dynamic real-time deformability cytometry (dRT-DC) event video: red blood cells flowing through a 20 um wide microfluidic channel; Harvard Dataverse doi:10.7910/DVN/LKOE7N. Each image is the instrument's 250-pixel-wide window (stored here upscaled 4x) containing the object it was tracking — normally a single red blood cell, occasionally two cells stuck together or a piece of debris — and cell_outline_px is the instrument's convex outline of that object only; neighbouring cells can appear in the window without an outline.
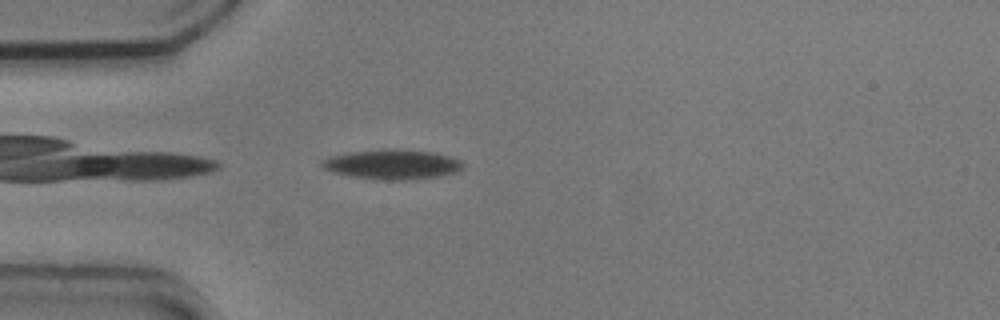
{"species": "common noctule bat (a hibernating species)", "species_latin": "Nyctalus noctula", "temperature_condition": "cold", "stored_images_in_passage": 22, "camera_frame_rate_fps": 3000, "um_per_image_px": 0.085, "animal": {"sex": "male", "body_mass_g": 20.5, "forearm_length_mm": 52.5}, "frame": {"image": 1, "passage_image": 1, "time_ms": 0.0, "image_size_px": [1000, 320], "cell_outline_px": [[464, 168], [460, 172], [440, 176], [396, 180], [380, 180], [352, 176], [332, 172], [324, 168], [320, 164], [320, 160], [332, 156], [348, 152], [384, 148], [400, 148], [432, 152], [452, 156], [460, 160], [464, 164]], "centroid_in_image_um": [33.38, 13.95], "position_along_channel_um": 51.6, "area_um2": 24.85}}
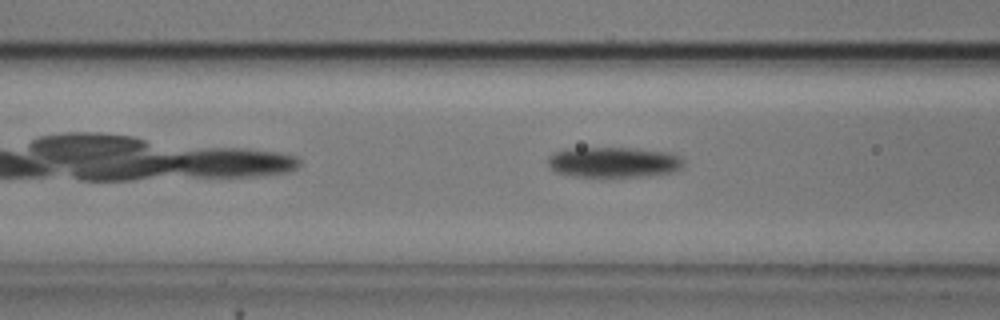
{"frame": {"image": 2, "passage_image": 7, "time_ms": 2.0, "image_size_px": [1000, 320], "cell_outline_px": [[684, 168], [672, 172], [640, 176], [572, 176], [556, 172], [548, 164], [548, 156], [552, 152], [568, 148], [632, 148], [668, 152], [680, 156], [684, 160]], "centroid_in_image_um": [52.16, 13.77], "position_along_channel_um": 114.4, "area_um2": 24.1}}
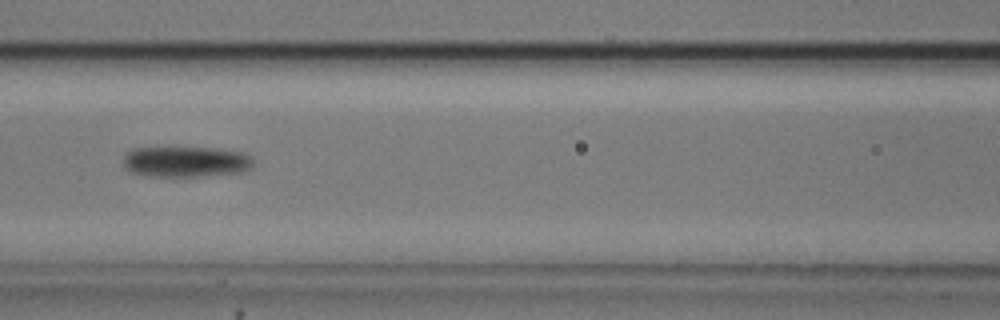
{"frame": {"image": 3, "passage_image": 10, "time_ms": 3.0, "image_size_px": [1000, 320], "cell_outline_px": [[256, 164], [248, 172], [200, 176], [148, 176], [132, 172], [124, 168], [124, 152], [132, 148], [220, 148], [244, 152], [252, 156]], "centroid_in_image_um": [15.88, 13.74], "position_along_channel_um": 150.7, "area_um2": 23.81}}